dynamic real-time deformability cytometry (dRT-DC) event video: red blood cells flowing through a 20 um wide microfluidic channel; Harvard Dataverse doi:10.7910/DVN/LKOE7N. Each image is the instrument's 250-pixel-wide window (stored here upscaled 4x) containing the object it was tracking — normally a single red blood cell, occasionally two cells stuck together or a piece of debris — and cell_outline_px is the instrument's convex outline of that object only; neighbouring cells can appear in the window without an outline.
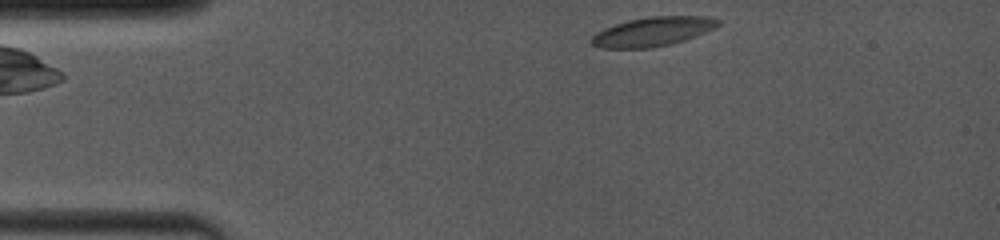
{"species": "common noctule bat (a hibernating species)", "species_latin": "Nyctalus noctula", "temperature_condition": "room temperature", "stored_images_in_passage": 5, "camera_frame_rate_fps": 4000, "um_per_image_px": 0.085, "animal": {"sex": "female", "body_mass_g": 19.0, "forearm_length_mm": 53.3}, "frame": {"image": 1, "passage_image": 1, "time_ms": 0.0, "image_size_px": [1000, 240], "cell_outline_px": [[720, 24], [716, 28], [684, 40], [672, 44], [652, 48], [600, 48], [588, 44], [588, 40], [596, 32], [604, 28], [628, 20], [648, 16], [704, 16], [720, 20]], "centroid_in_image_um": [55.44, 2.69], "position_along_channel_um": 29.6, "area_um2": 21.79}}